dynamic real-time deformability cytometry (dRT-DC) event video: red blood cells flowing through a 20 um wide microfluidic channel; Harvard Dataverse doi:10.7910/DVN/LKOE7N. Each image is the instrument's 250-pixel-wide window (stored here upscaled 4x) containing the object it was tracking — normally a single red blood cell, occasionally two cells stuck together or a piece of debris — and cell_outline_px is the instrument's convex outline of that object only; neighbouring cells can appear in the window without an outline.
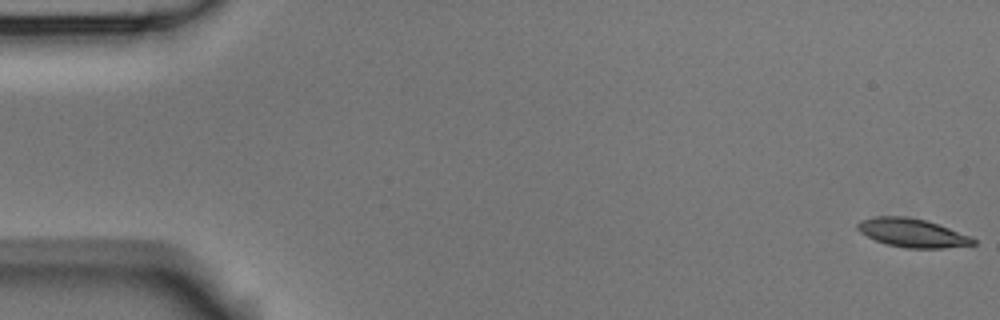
{"species": "Egyptian fruit bat (a non-hibernating species)", "species_latin": "Rousettus aegyptiacus", "temperature_condition": "room temperature", "stored_images_in_passage": 57, "camera_frame_rate_fps": 3000, "um_per_image_px": 0.085, "animal": {"sex": "male"}, "frame": {"image": 1, "passage_image": 1, "time_ms": 0.0, "image_size_px": [1000, 320], "cell_outline_px": [[976, 244], [944, 248], [908, 248], [888, 244], [876, 240], [860, 232], [856, 228], [856, 224], [860, 220], [876, 216], [908, 216], [924, 220], [972, 236], [976, 240]], "centroid_in_image_um": [77.54, 19.79], "position_along_channel_um": 7.5, "area_um2": 19.13}}
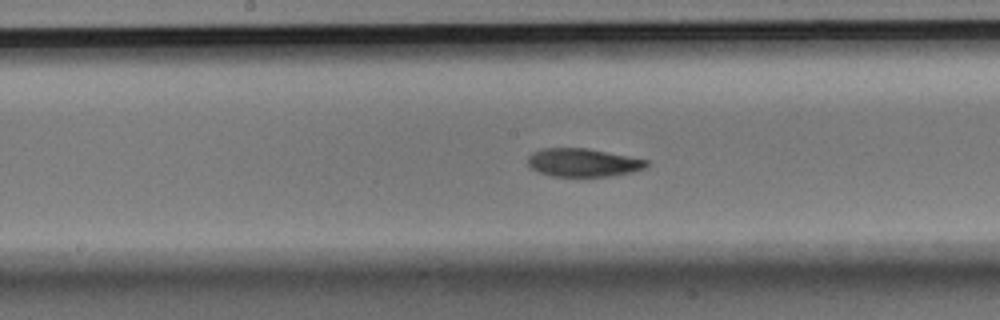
{"frame": {"image": 2, "passage_image": 29, "time_ms": 9.333, "image_size_px": [1000, 320], "cell_outline_px": [[648, 164], [644, 168], [632, 172], [608, 176], [552, 176], [540, 172], [532, 168], [528, 164], [528, 156], [532, 152], [544, 148], [588, 148], [648, 160]], "centroid_in_image_um": [49.55, 13.81], "position_along_channel_um": 198.6, "area_um2": 19.36}}
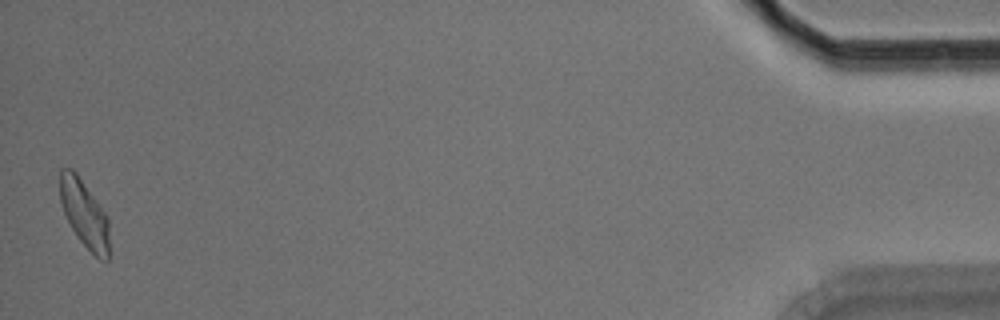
{"frame": {"image": 3, "passage_image": 56, "time_ms": 18.333, "image_size_px": [1000, 320], "cell_outline_px": [[108, 260], [100, 260], [80, 240], [72, 228], [64, 212], [60, 200], [60, 168], [72, 168], [76, 172], [96, 200], [104, 212], [108, 220]], "centroid_in_image_um": [7.15, 18.14], "position_along_channel_um": 428.0, "area_um2": 18.84}, "authors_computed_cell_mechanics": {"area_um2": 19.7098, "velocity_mm_per_s": 3.564, "shape_relaxation_time_tau1_ms": 4.3084, "shape_relaxation_time_tau2_ms": 6.2879, "deformation_change_tau1": 0.1532, "deformation_change_tau2": 0.1257}}